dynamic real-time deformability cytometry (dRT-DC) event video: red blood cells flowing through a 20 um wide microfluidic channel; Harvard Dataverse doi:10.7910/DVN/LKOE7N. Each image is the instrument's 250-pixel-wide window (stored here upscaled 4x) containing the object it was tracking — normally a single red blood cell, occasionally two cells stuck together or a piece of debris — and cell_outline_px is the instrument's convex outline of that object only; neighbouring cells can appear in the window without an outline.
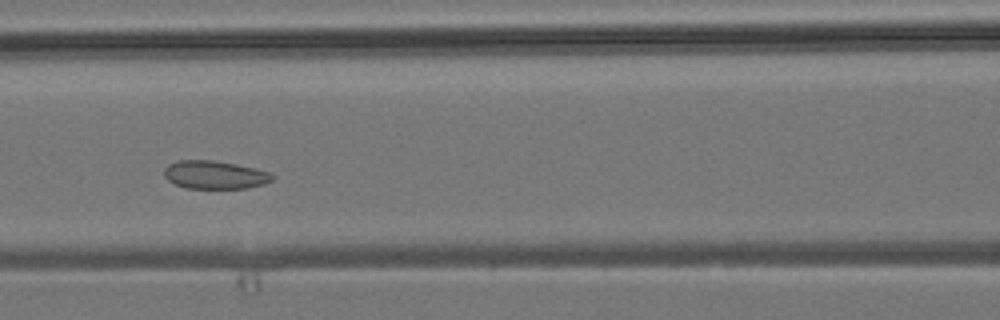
{"species": "common noctule bat (a hibernating species)", "species_latin": "Nyctalus noctula", "temperature_condition": "room temperature", "stored_images_in_passage": 9, "camera_frame_rate_fps": 3000, "um_per_image_px": 0.085, "animal": {"sex": "male", "body_mass_g": 19.2, "forearm_length_mm": 51.8}, "frame": {"image": 1, "passage_image": 6, "time_ms": 5.667, "image_size_px": [1000, 320], "cell_outline_px": [[276, 176], [272, 180], [264, 184], [248, 188], [188, 188], [176, 184], [168, 180], [164, 176], [164, 168], [168, 164], [176, 160], [212, 160], [236, 164], [256, 168], [268, 172]], "centroid_in_image_um": [18.26, 14.85], "position_along_channel_um": 148.3, "area_um2": 17.8}}
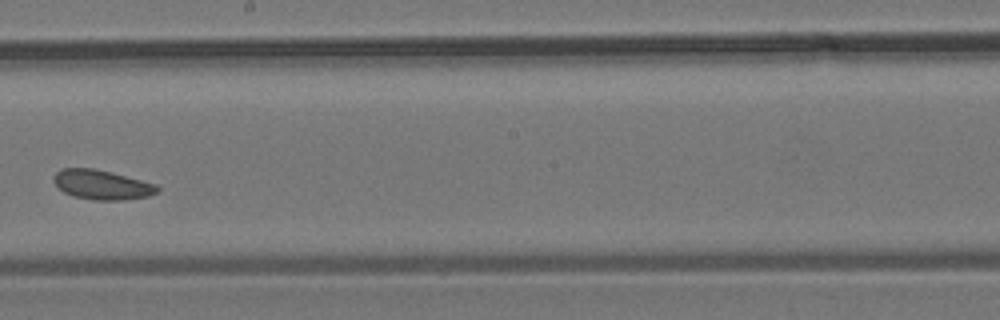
{"frame": {"image": 2, "passage_image": 8, "time_ms": 8.0, "image_size_px": [1000, 320], "cell_outline_px": [[160, 192], [148, 196], [124, 200], [92, 200], [72, 196], [64, 192], [52, 180], [52, 176], [56, 172], [64, 168], [92, 168], [112, 172], [156, 184], [160, 188]], "centroid_in_image_um": [8.67, 15.71], "position_along_channel_um": 239.5, "area_um2": 17.98}}
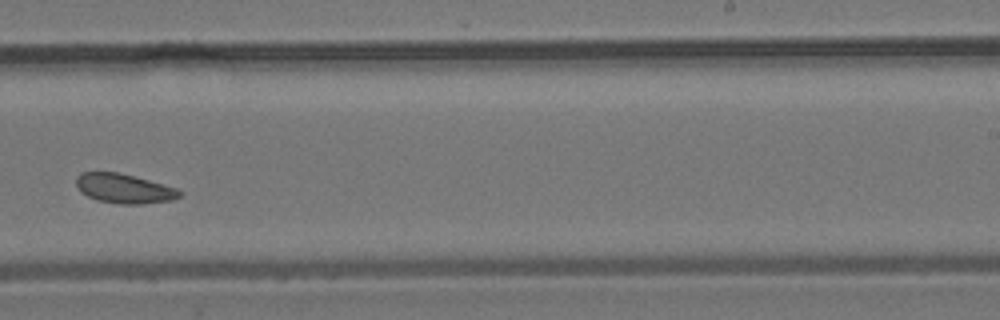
{"frame": {"image": 3, "passage_image": 9, "time_ms": 9.0, "image_size_px": [1000, 320], "cell_outline_px": [[184, 192], [180, 196], [172, 200], [140, 204], [116, 204], [96, 200], [80, 192], [76, 184], [76, 176], [80, 172], [120, 172], [176, 188]], "centroid_in_image_um": [10.52, 16.03], "position_along_channel_um": 278.5, "area_um2": 17.86}}